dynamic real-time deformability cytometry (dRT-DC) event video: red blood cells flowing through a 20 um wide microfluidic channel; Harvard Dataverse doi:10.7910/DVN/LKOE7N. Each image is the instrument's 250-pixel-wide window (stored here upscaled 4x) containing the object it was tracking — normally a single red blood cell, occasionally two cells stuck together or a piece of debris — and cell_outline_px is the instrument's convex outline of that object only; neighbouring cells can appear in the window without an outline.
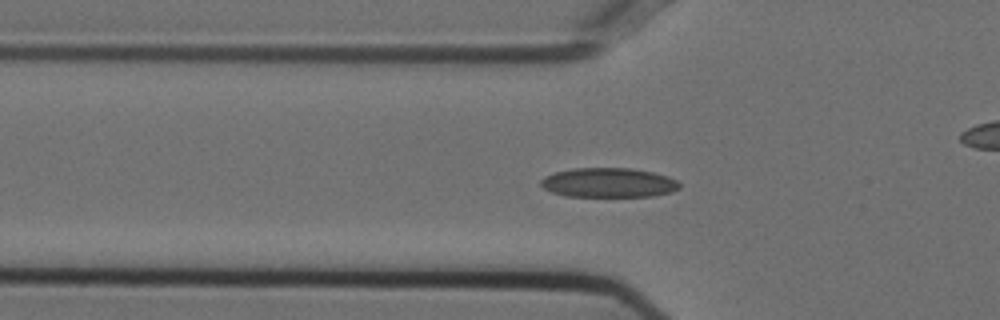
{"species": "Egyptian fruit bat (a non-hibernating species)", "species_latin": "Rousettus aegyptiacus", "temperature_condition": "cold", "stored_images_in_passage": 49, "camera_frame_rate_fps": 3000, "um_per_image_px": 0.085, "animal": {"sex": "female"}, "frame": {"image": 1, "passage_image": 12, "time_ms": 3.667, "image_size_px": [1000, 320], "cell_outline_px": [[680, 188], [672, 192], [652, 196], [564, 196], [552, 192], [544, 188], [540, 184], [540, 180], [544, 176], [556, 172], [576, 168], [632, 168], [652, 172], [668, 176], [676, 180], [680, 184]], "centroid_in_image_um": [51.73, 15.52], "position_along_channel_um": 74.1, "area_um2": 23.81}}
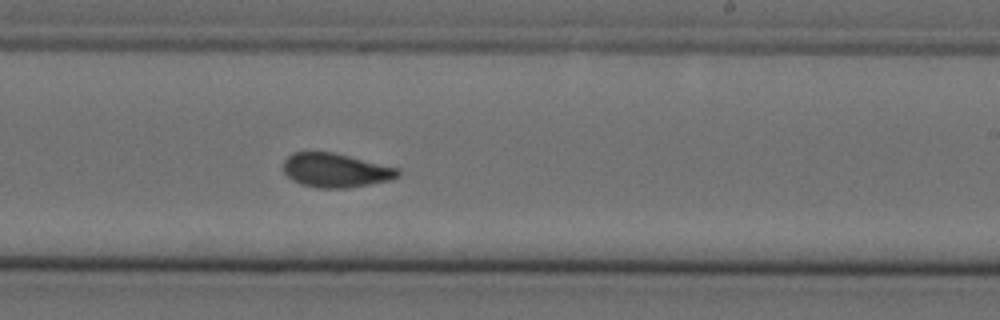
{"frame": {"image": 2, "passage_image": 27, "time_ms": 8.667, "image_size_px": [1000, 320], "cell_outline_px": [[400, 176], [388, 180], [348, 188], [316, 188], [300, 184], [292, 180], [284, 172], [284, 160], [292, 152], [332, 152], [400, 168]], "centroid_in_image_um": [28.52, 14.48], "position_along_channel_um": 260.5, "area_um2": 22.72}}
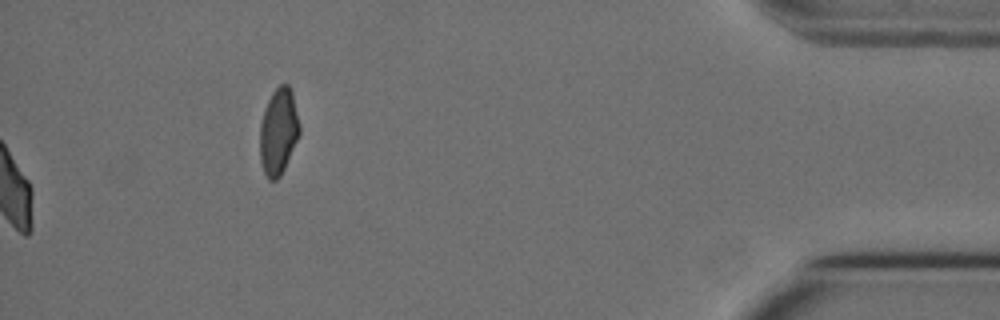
{"frame": {"image": 3, "passage_image": 49, "time_ms": 16.0, "image_size_px": [1000, 320], "cell_outline_px": [[300, 132], [284, 168], [280, 176], [276, 180], [268, 180], [264, 172], [260, 160], [260, 124], [264, 108], [272, 92], [280, 84], [288, 84], [292, 92], [300, 124]], "centroid_in_image_um": [23.66, 11.16], "position_along_channel_um": 411.5, "area_um2": 19.88}, "authors_computed_cell_mechanics": {"area_um2": 22.8888, "velocity_mm_per_s": 3.7275, "shape_relaxation_time_tau1_ms": 11.1195, "shape_relaxation_time_tau2_ms": 1.7462, "deformation_change_tau1": 0.22, "deformation_change_tau2": 0.0572}}